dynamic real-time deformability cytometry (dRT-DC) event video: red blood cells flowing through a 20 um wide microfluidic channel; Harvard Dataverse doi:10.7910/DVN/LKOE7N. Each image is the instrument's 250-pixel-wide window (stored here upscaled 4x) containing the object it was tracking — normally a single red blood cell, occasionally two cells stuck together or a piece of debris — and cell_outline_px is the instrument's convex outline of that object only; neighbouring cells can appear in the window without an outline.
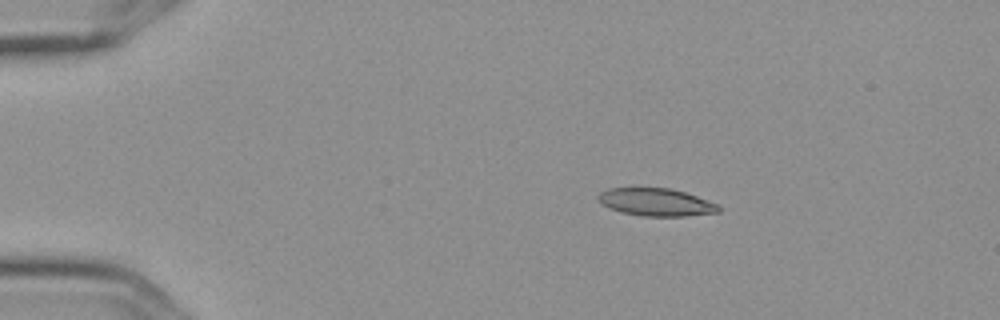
{"species": "Egyptian fruit bat (a non-hibernating species)", "species_latin": "Rousettus aegyptiacus", "temperature_condition": "cold", "stored_images_in_passage": 5, "camera_frame_rate_fps": 3000, "um_per_image_px": 0.085, "frame": {"image": 1, "passage_image": 3, "time_ms": 0.667, "image_size_px": [1000, 320], "cell_outline_px": [[720, 212], [684, 216], [644, 216], [624, 212], [612, 208], [604, 204], [596, 196], [600, 192], [608, 188], [668, 188], [684, 192], [720, 204]], "centroid_in_image_um": [55.82, 17.18], "position_along_channel_um": 29.2, "area_um2": 19.13}}